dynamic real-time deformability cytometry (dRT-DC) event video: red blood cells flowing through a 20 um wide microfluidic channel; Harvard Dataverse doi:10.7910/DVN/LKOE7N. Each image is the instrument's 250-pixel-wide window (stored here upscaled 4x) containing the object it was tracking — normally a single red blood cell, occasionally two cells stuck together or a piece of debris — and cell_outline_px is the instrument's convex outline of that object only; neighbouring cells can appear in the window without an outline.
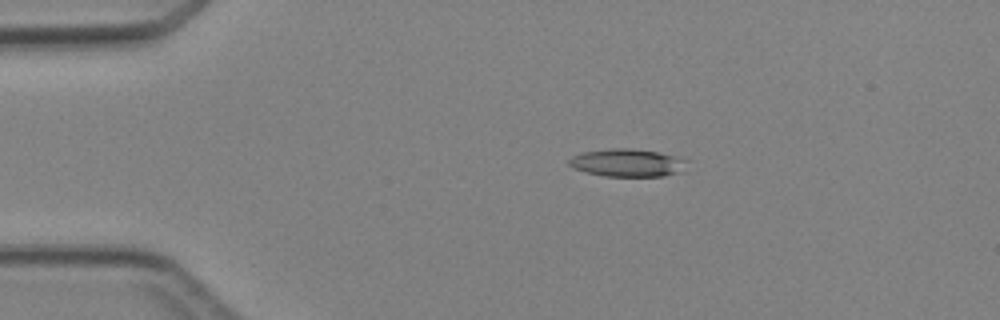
{"species": "Egyptian fruit bat (a non-hibernating species)", "species_latin": "Rousettus aegyptiacus", "temperature_condition": "cold", "stored_images_in_passage": 5, "camera_frame_rate_fps": 3000, "um_per_image_px": 0.085, "animal": {"sex": "female"}, "frame": {"image": 1, "passage_image": 3, "time_ms": 2.667, "image_size_px": [1000, 320], "cell_outline_px": [[688, 160], [684, 172], [664, 176], [604, 176], [584, 172], [572, 168], [568, 164], [568, 160], [572, 156], [580, 152], [608, 148], [628, 148], [656, 152], [676, 156]], "centroid_in_image_um": [53.31, 13.84], "position_along_channel_um": 31.7, "area_um2": 19.42}}
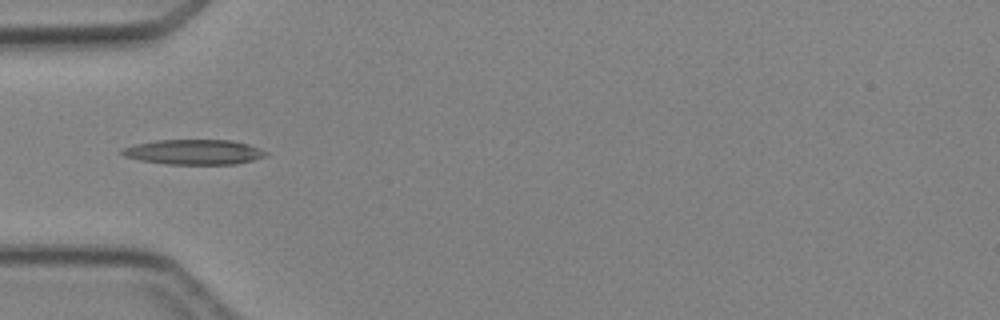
{"frame": {"image": 2, "passage_image": 4, "time_ms": 4.667, "image_size_px": [1000, 320], "cell_outline_px": [[268, 156], [236, 164], [164, 164], [140, 160], [124, 156], [120, 152], [120, 148], [136, 144], [156, 140], [232, 140], [248, 144], [268, 152]], "centroid_in_image_um": [16.47, 12.92], "position_along_channel_um": 68.5, "area_um2": 21.04}}
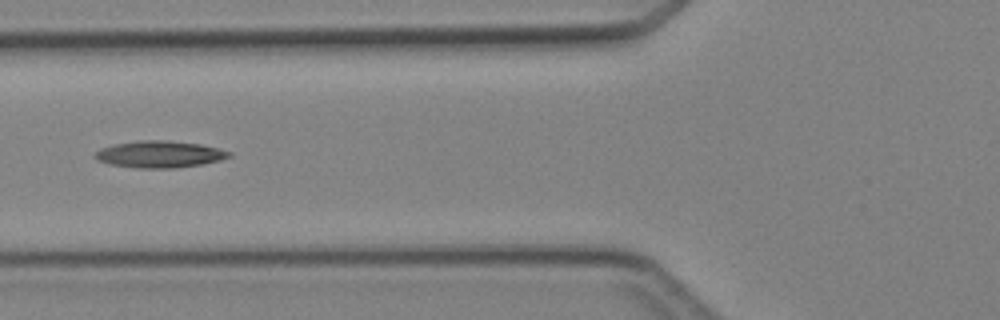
{"frame": {"image": 3, "passage_image": 5, "time_ms": 5.667, "image_size_px": [1000, 320], "cell_outline_px": [[232, 156], [220, 160], [204, 164], [176, 168], [140, 168], [108, 164], [96, 160], [92, 156], [100, 148], [112, 144], [140, 140], [168, 140], [200, 144], [232, 152]], "centroid_in_image_um": [13.53, 13.11], "position_along_channel_um": 112.3, "area_um2": 21.15}}